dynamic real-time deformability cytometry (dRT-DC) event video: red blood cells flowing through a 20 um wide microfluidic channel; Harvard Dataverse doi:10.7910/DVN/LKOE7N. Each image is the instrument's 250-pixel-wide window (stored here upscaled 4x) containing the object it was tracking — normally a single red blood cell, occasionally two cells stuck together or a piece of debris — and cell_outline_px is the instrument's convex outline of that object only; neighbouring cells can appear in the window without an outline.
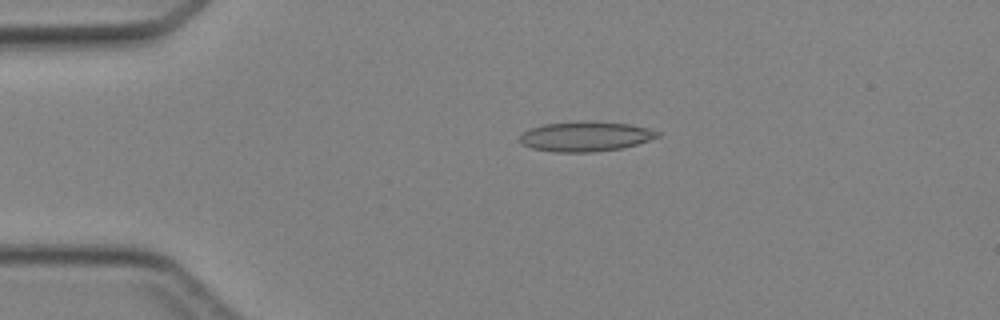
{"species": "Egyptian fruit bat (a non-hibernating species)", "species_latin": "Rousettus aegyptiacus", "temperature_condition": "cold", "stored_images_in_passage": 44, "camera_frame_rate_fps": 3000, "um_per_image_px": 0.085, "animal": {"sex": "female"}, "frame": {"image": 1, "passage_image": 8, "time_ms": 2.333, "image_size_px": [1000, 320], "cell_outline_px": [[660, 136], [624, 148], [592, 152], [552, 152], [532, 148], [520, 144], [520, 136], [524, 132], [532, 128], [544, 124], [588, 120], [628, 124], [648, 128], [660, 132]], "centroid_in_image_um": [49.77, 11.6], "position_along_channel_um": 35.2, "area_um2": 24.04}}
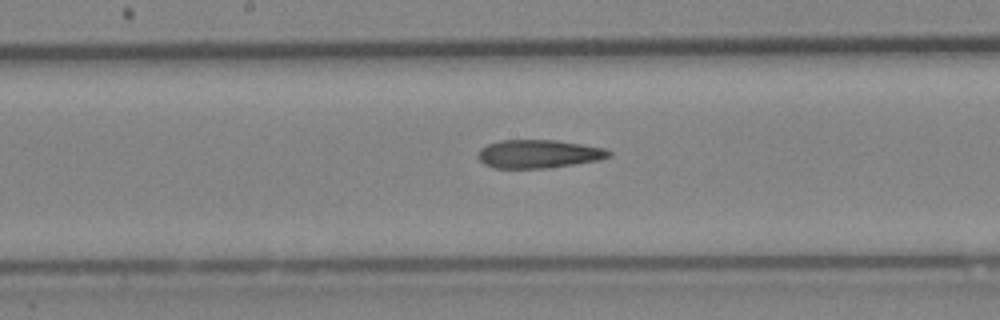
{"frame": {"image": 2, "passage_image": 22, "time_ms": 7.0, "image_size_px": [1000, 320], "cell_outline_px": [[612, 156], [600, 160], [544, 168], [492, 168], [484, 164], [476, 156], [480, 148], [488, 144], [500, 140], [556, 140], [608, 148], [612, 152]], "centroid_in_image_um": [45.79, 13.08], "position_along_channel_um": 202.4, "area_um2": 21.79}}
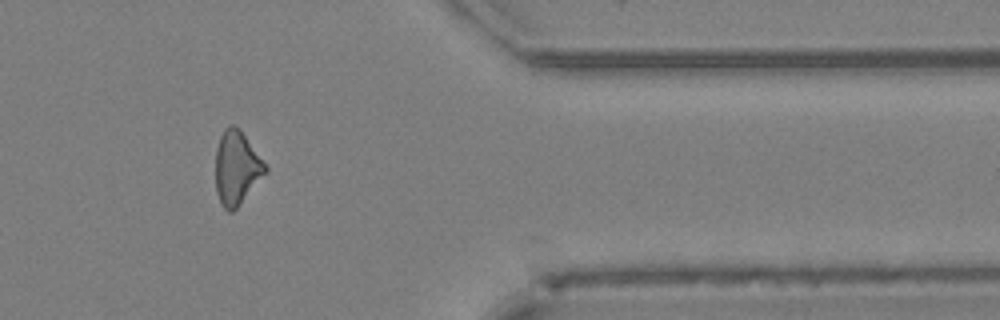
{"frame": {"image": 3, "passage_image": 36, "time_ms": 11.667, "image_size_px": [1000, 320], "cell_outline_px": [[268, 168], [240, 204], [232, 212], [228, 212], [220, 204], [216, 192], [216, 148], [220, 136], [224, 128], [228, 124], [232, 124], [240, 128]], "centroid_in_image_um": [20.08, 14.24], "position_along_channel_um": 391.3, "area_um2": 21.15}}